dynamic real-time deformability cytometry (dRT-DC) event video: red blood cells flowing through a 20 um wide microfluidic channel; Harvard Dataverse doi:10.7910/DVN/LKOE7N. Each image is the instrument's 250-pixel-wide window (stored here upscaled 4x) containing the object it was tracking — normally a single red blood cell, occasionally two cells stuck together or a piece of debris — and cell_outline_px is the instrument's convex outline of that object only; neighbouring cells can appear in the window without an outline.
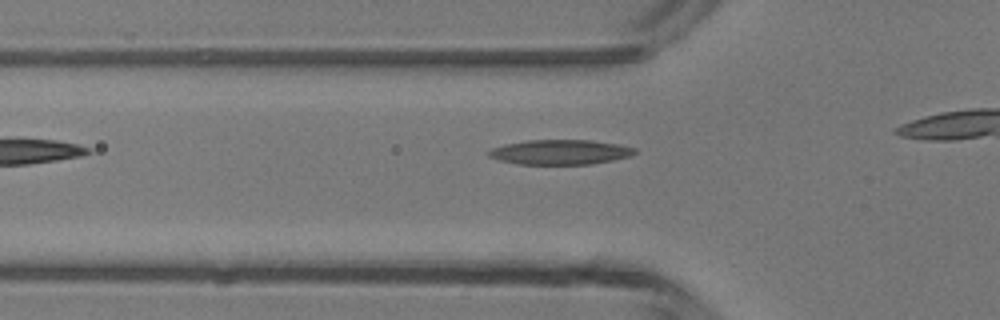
{"species": "common noctule bat (a hibernating species)", "species_latin": "Nyctalus noctula", "temperature_condition": "room temperature", "stored_images_in_passage": 3, "camera_frame_rate_fps": 3000, "um_per_image_px": 0.085, "animal": {"sex": "male", "body_mass_g": 13.3}, "frame": {"image": 1, "passage_image": 2, "time_ms": 1.333, "image_size_px": [1000, 320], "cell_outline_px": [[636, 152], [628, 156], [612, 160], [592, 164], [520, 164], [500, 160], [488, 156], [488, 152], [492, 148], [504, 144], [528, 140], [592, 140], [620, 144], [636, 148]], "centroid_in_image_um": [47.62, 12.92], "position_along_channel_um": 78.2, "area_um2": 21.04}}